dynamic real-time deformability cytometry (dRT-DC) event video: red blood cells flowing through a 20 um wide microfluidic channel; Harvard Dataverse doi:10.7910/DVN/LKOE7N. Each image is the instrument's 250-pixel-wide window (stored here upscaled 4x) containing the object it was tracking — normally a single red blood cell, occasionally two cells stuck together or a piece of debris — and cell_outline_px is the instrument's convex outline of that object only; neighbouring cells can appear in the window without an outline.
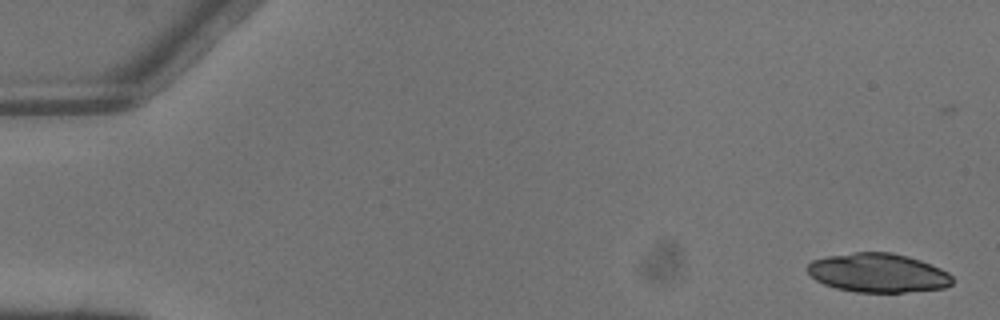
{"species": "common noctule bat (a hibernating species)", "species_latin": "Nyctalus noctula", "temperature_condition": "warm", "stored_images_in_passage": 4, "camera_frame_rate_fps": 3000, "um_per_image_px": 0.085, "animal": {"sex": "male", "body_mass_g": 13.3}, "frame": {"image": 1, "passage_image": 1, "time_ms": 0.0, "image_size_px": [1000, 320], "cell_outline_px": [[952, 284], [944, 288], [904, 292], [856, 292], [836, 288], [824, 284], [816, 280], [808, 272], [808, 264], [812, 260], [824, 256], [856, 252], [892, 252], [908, 256], [920, 260], [940, 268], [948, 272], [952, 276]], "centroid_in_image_um": [74.63, 23.19], "position_along_channel_um": 10.4, "area_um2": 32.95}}